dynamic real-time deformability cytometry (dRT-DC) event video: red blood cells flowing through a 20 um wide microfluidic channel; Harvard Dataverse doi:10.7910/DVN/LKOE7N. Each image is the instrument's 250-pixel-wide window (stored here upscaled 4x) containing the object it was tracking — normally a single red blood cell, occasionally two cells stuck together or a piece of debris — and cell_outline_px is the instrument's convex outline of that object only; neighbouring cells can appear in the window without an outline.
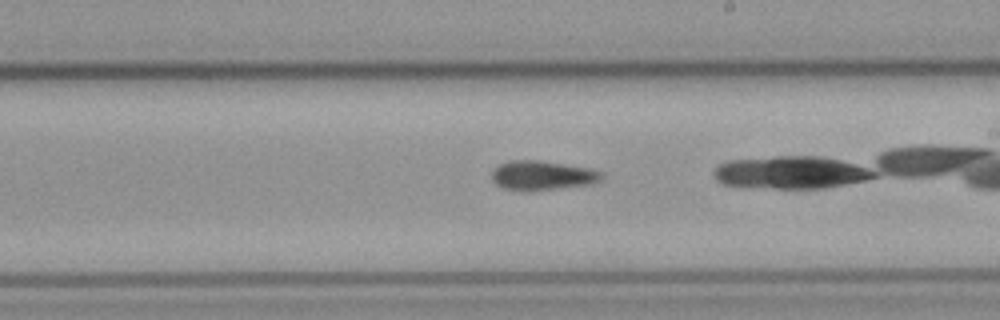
{"species": "common noctule bat (a hibernating species)", "species_latin": "Nyctalus noctula", "temperature_condition": "cold", "stored_images_in_passage": 28, "camera_frame_rate_fps": 3000, "um_per_image_px": 0.085, "animal": {"sex": "male", "body_mass_g": 23.1, "forearm_length_mm": 52.7}, "frame": {"image": 1, "passage_image": 16, "time_ms": 5.0, "image_size_px": [1000, 320], "cell_outline_px": [[604, 176], [600, 180], [588, 184], [556, 188], [504, 188], [496, 184], [492, 180], [492, 168], [508, 160], [540, 160], [588, 168], [600, 172]], "centroid_in_image_um": [46.06, 14.86], "position_along_channel_um": 242.9, "area_um2": 17.98}}